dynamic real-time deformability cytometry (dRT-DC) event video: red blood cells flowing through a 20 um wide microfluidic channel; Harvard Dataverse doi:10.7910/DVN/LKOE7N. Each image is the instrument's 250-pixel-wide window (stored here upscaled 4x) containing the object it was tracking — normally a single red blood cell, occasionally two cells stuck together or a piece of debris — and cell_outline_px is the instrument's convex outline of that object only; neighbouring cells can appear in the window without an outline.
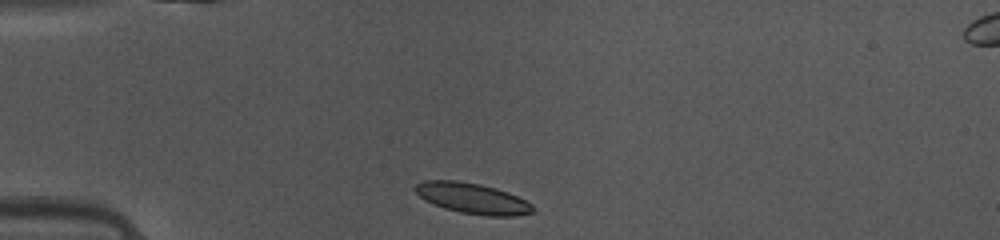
{"species": "common noctule bat (a hibernating species)", "species_latin": "Nyctalus noctula", "temperature_condition": "warm", "stored_images_in_passage": 36, "camera_frame_rate_fps": 3000, "um_per_image_px": 0.085, "animal": {"sex": "female", "body_mass_g": 10.0, "forearm_length_mm": 53.1}, "frame": {"image": 1, "passage_image": 1, "time_ms": 0.0, "image_size_px": [1000, 240], "cell_outline_px": [[532, 212], [512, 216], [488, 216], [460, 212], [444, 208], [420, 196], [412, 188], [416, 184], [428, 180], [456, 180], [480, 184], [496, 188], [508, 192], [532, 204]], "centroid_in_image_um": [40.15, 16.85], "position_along_channel_um": 44.9, "area_um2": 20.63}}
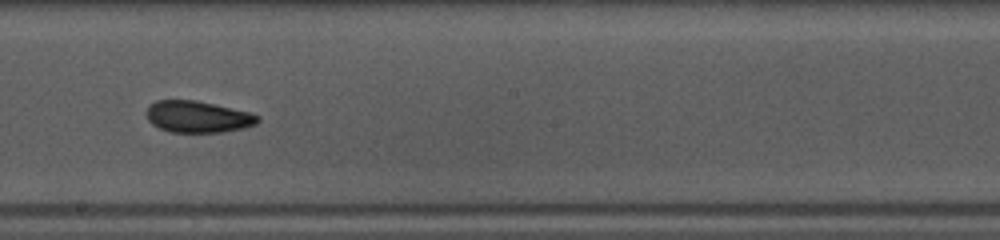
{"frame": {"image": 2, "passage_image": 16, "time_ms": 5.0, "image_size_px": [1000, 240], "cell_outline_px": [[260, 120], [256, 124], [244, 128], [220, 132], [172, 132], [160, 128], [152, 124], [148, 120], [148, 108], [156, 100], [196, 100], [248, 112], [260, 116]], "centroid_in_image_um": [16.83, 9.93], "position_along_channel_um": 231.4, "area_um2": 20.23}}
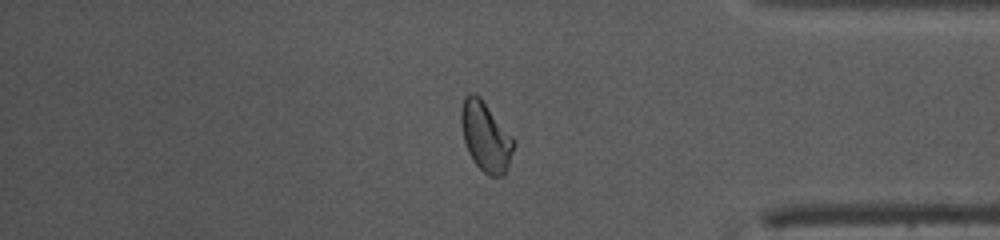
{"frame": {"image": 3, "passage_image": 29, "time_ms": 9.333, "image_size_px": [1000, 240], "cell_outline_px": [[516, 144], [504, 176], [488, 176], [472, 160], [468, 152], [464, 140], [460, 120], [460, 112], [464, 96], [468, 92], [472, 92], [480, 96], [512, 136]], "centroid_in_image_um": [41.27, 11.59], "position_along_channel_um": 393.9, "area_um2": 21.44}, "authors_computed_cell_mechanics": {"area_um2": 20.6057, "velocity_mm_per_s": 4.1575, "shape_relaxation_time_tau1_ms": 7.3314, "shape_relaxation_time_tau2_ms": 3.8933, "deformation_change_tau1": 0.1851, "deformation_change_tau2": 0.0845}}